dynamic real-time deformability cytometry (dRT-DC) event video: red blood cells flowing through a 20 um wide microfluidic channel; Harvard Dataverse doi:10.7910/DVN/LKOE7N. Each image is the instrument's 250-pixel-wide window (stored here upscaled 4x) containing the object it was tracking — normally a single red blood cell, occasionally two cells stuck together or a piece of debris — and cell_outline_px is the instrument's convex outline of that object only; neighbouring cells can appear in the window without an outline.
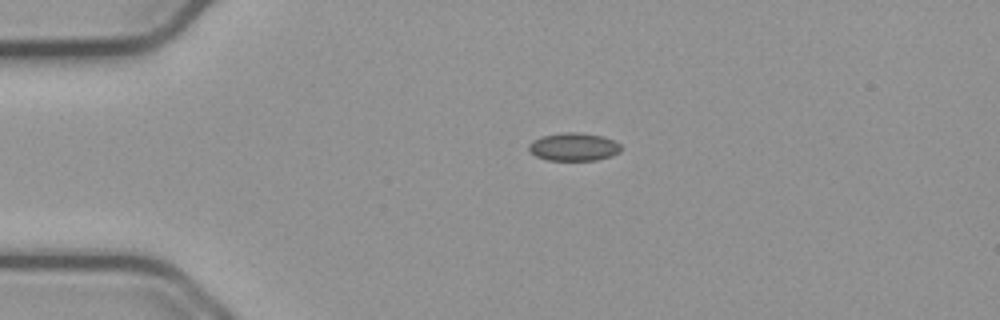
{"species": "common noctule bat (a hibernating species)", "species_latin": "Nyctalus noctula", "temperature_condition": "cold", "stored_images_in_passage": 43, "camera_frame_rate_fps": 3000, "um_per_image_px": 0.085, "animal": {"sex": "male", "body_mass_g": 23.1, "forearm_length_mm": 52.7}, "frame": {"image": 1, "passage_image": 1, "time_ms": 0.0, "image_size_px": [1000, 320], "cell_outline_px": [[624, 148], [620, 152], [612, 156], [596, 160], [548, 160], [536, 156], [528, 152], [528, 144], [532, 140], [544, 136], [564, 132], [580, 132], [604, 136], [620, 144]], "centroid_in_image_um": [48.78, 12.48], "position_along_channel_um": 36.2, "area_um2": 15.26}}
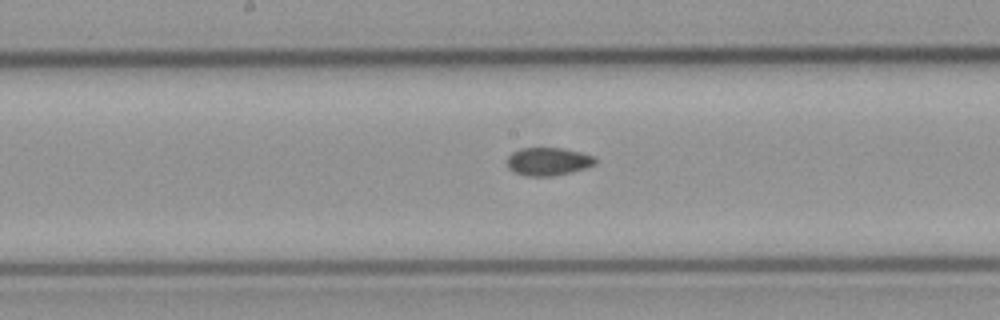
{"frame": {"image": 2, "passage_image": 17, "time_ms": 5.333, "image_size_px": [1000, 320], "cell_outline_px": [[596, 164], [572, 172], [552, 176], [524, 176], [512, 172], [508, 168], [504, 160], [512, 152], [520, 148], [564, 148], [580, 152], [592, 156], [596, 160]], "centroid_in_image_um": [46.52, 13.73], "position_along_channel_um": 201.7, "area_um2": 14.62}}
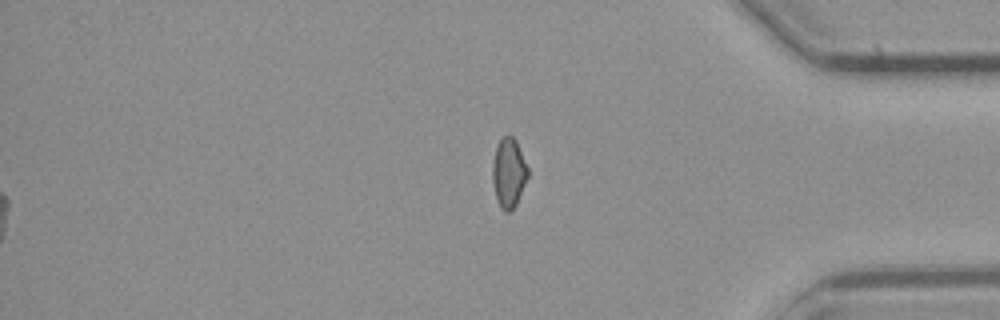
{"frame": {"image": 3, "passage_image": 34, "time_ms": 11.0, "image_size_px": [1000, 320], "cell_outline_px": [[528, 176], [516, 204], [508, 212], [504, 212], [500, 208], [496, 196], [492, 180], [492, 164], [496, 148], [500, 140], [504, 136], [512, 136], [516, 140], [528, 168]], "centroid_in_image_um": [43.23, 14.7], "position_along_channel_um": 392.0, "area_um2": 14.1}, "authors_computed_cell_mechanics": {"area_um2": 14.5656, "velocity_mm_per_s": 3.7826, "shape_relaxation_time_tau1_ms": null, "shape_relaxation_time_tau2_ms": 4.5368, "deformation_change_tau1": null, "deformation_change_tau2": 0.0892}}